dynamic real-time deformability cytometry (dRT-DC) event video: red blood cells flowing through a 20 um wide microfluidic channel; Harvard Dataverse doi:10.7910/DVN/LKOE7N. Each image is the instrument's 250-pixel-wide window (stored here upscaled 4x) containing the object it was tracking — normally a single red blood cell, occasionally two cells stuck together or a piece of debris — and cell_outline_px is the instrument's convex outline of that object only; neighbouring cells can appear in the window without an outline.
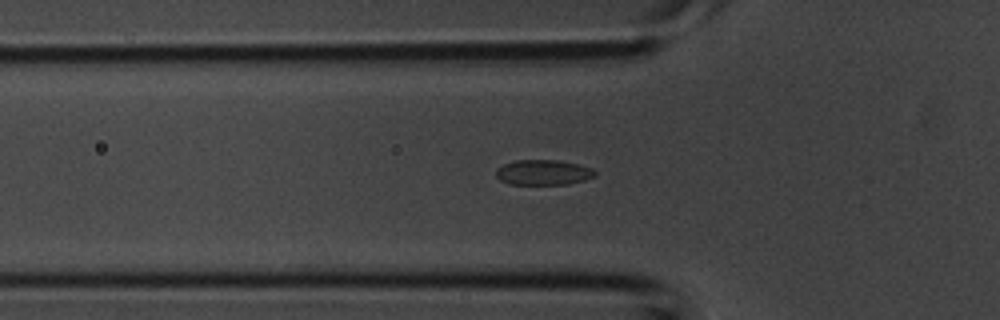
{"species": "common noctule bat (a hibernating species)", "species_latin": "Nyctalus noctula", "temperature_condition": "room temperature", "stored_images_in_passage": 28, "camera_frame_rate_fps": 3000, "um_per_image_px": 0.085, "animal": {"sex": "male", "body_mass_g": 20.1, "forearm_length_mm": 53.5}, "frame": {"image": 1, "passage_image": 2, "time_ms": 0.333, "image_size_px": [1000, 320], "cell_outline_px": [[596, 176], [584, 180], [568, 184], [508, 184], [500, 180], [496, 176], [496, 168], [504, 164], [516, 160], [556, 160], [580, 164], [592, 168], [596, 172]], "centroid_in_image_um": [46.18, 14.65], "position_along_channel_um": 79.6, "area_um2": 14.62}}
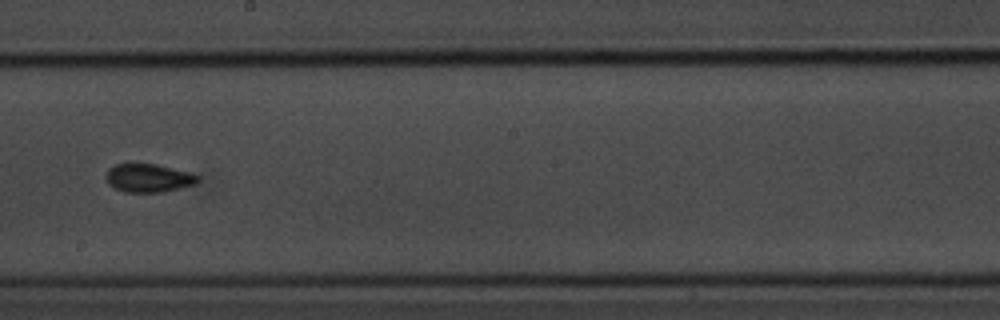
{"frame": {"image": 2, "passage_image": 11, "time_ms": 3.333, "image_size_px": [1000, 320], "cell_outline_px": [[200, 180], [196, 184], [164, 192], [124, 192], [108, 184], [104, 176], [108, 168], [116, 164], [156, 164], [192, 172], [200, 176]], "centroid_in_image_um": [12.65, 15.13], "position_along_channel_um": 235.6, "area_um2": 15.43}}
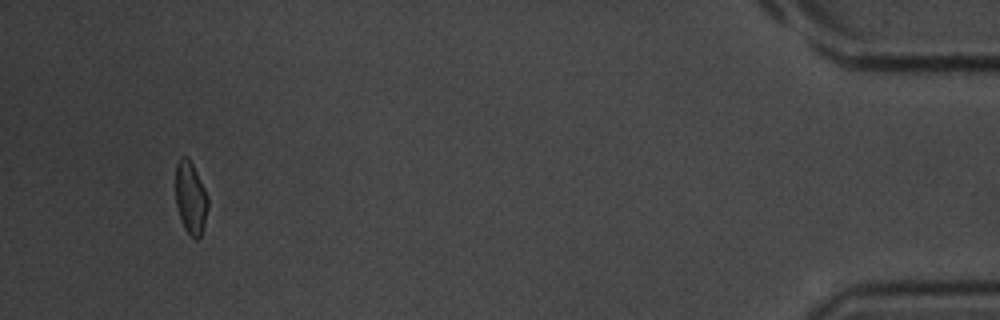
{"frame": {"image": 3, "passage_image": 26, "time_ms": 8.333, "image_size_px": [1000, 320], "cell_outline_px": [[208, 208], [204, 224], [200, 236], [196, 240], [184, 228], [180, 220], [176, 204], [176, 164], [180, 156], [188, 156], [208, 196]], "centroid_in_image_um": [16.19, 16.81], "position_along_channel_um": 419.0, "area_um2": 13.58}}